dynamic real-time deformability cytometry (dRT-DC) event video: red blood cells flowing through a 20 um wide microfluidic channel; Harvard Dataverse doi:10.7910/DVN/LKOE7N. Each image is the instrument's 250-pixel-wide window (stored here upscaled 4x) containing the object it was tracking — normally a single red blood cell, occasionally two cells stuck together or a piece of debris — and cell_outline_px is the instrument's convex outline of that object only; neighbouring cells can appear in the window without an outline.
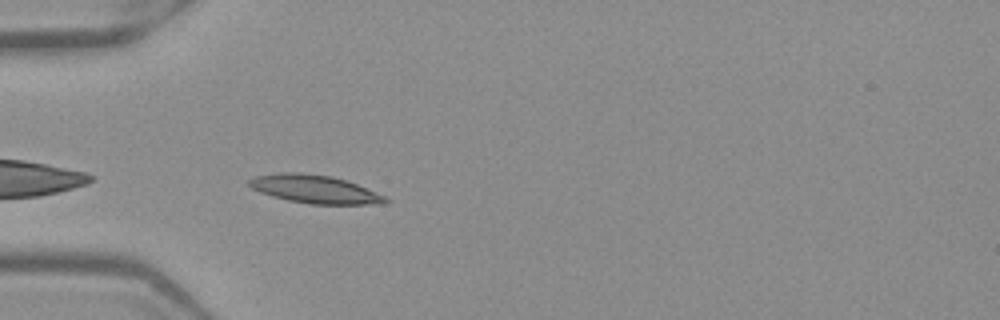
{"species": "Egyptian fruit bat (a non-hibernating species)", "species_latin": "Rousettus aegyptiacus", "temperature_condition": "warm", "stored_images_in_passage": 24, "camera_frame_rate_fps": 3000, "um_per_image_px": 0.085, "frame": {"image": 1, "passage_image": 2, "time_ms": 0.333, "image_size_px": [1000, 320], "cell_outline_px": [[392, 200], [388, 204], [308, 204], [288, 200], [272, 196], [260, 192], [252, 188], [248, 184], [248, 180], [256, 176], [280, 172], [300, 172], [332, 176], [356, 184], [384, 196]], "centroid_in_image_um": [26.76, 16.08], "position_along_channel_um": 58.2, "area_um2": 22.37}}
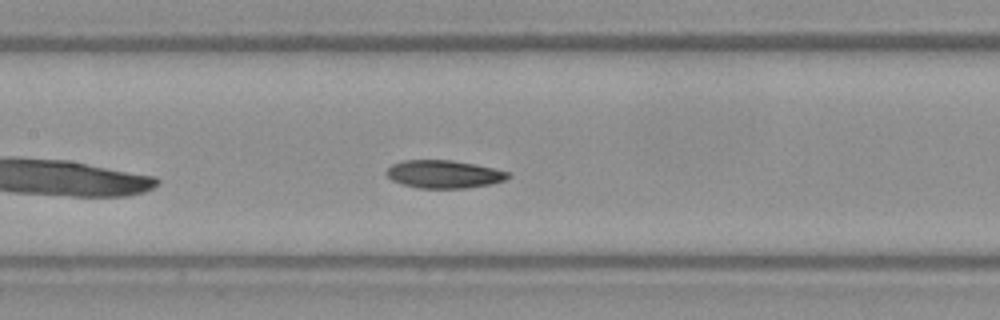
{"frame": {"image": 2, "passage_image": 11, "time_ms": 3.333, "image_size_px": [1000, 320], "cell_outline_px": [[512, 176], [504, 180], [492, 184], [464, 188], [420, 188], [400, 184], [392, 180], [384, 172], [392, 164], [400, 160], [452, 160], [476, 164], [508, 172]], "centroid_in_image_um": [37.71, 14.8], "position_along_channel_um": 169.7, "area_um2": 19.88}}
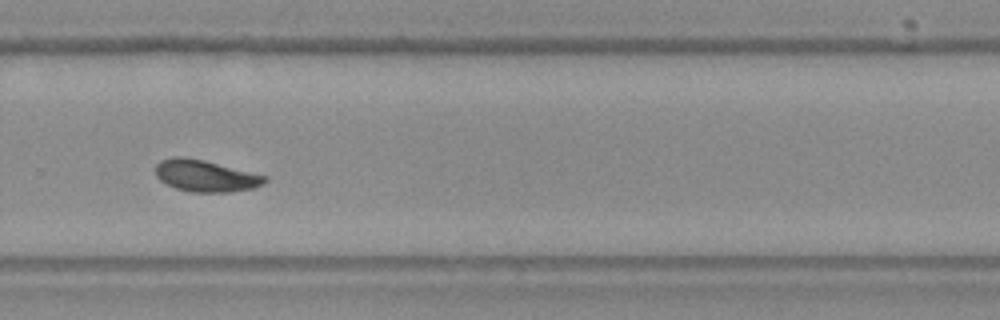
{"frame": {"image": 3, "passage_image": 22, "time_ms": 7.0, "image_size_px": [1000, 320], "cell_outline_px": [[268, 180], [264, 184], [252, 188], [228, 192], [192, 192], [176, 188], [160, 180], [156, 176], [156, 164], [160, 160], [172, 156], [184, 156], [204, 160], [268, 176]], "centroid_in_image_um": [17.47, 14.93], "position_along_channel_um": 312.3, "area_um2": 20.23}}